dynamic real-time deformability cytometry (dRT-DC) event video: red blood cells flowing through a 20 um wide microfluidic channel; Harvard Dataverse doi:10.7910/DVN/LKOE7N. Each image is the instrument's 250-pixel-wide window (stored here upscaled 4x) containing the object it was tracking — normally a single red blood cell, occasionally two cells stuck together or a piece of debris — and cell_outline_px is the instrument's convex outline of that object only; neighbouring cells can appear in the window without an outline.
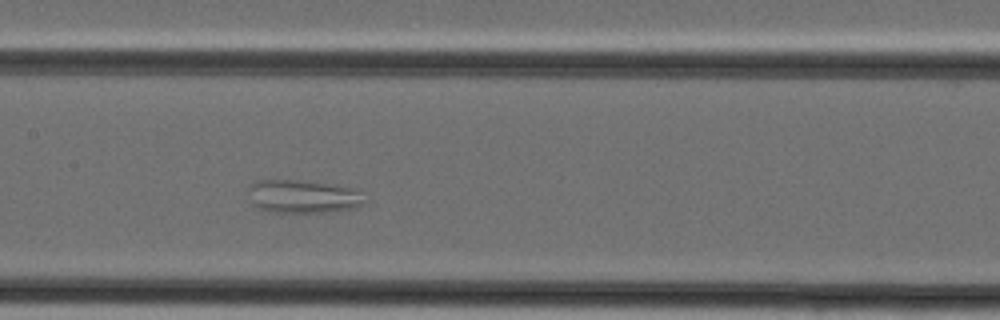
{"species": "Egyptian fruit bat (a non-hibernating species)", "species_latin": "Rousettus aegyptiacus", "temperature_condition": "cold", "stored_images_in_passage": 21, "camera_frame_rate_fps": 3000, "um_per_image_px": 0.085, "animal": {"sex": "female"}, "frame": {"image": 1, "passage_image": 8, "time_ms": 2.333, "image_size_px": [1000, 320], "cell_outline_px": [[364, 204], [352, 208], [324, 212], [268, 212], [256, 208], [252, 204], [248, 188], [256, 180], [296, 180], [324, 184], [348, 188], [360, 192]], "centroid_in_image_um": [25.65, 16.72], "position_along_channel_um": 181.8, "area_um2": 22.02}}
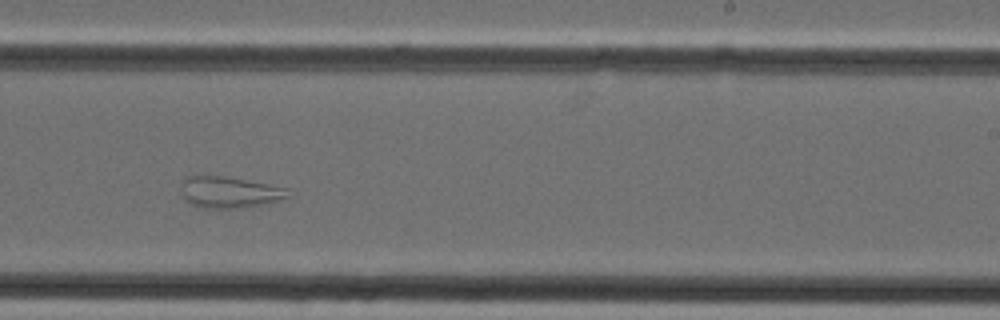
{"frame": {"image": 2, "passage_image": 13, "time_ms": 4.0, "image_size_px": [1000, 320], "cell_outline_px": [[288, 196], [280, 200], [244, 208], [204, 208], [188, 204], [184, 200], [184, 180], [188, 176], [224, 176], [268, 184], [288, 188]], "centroid_in_image_um": [19.52, 16.35], "position_along_channel_um": 269.5, "area_um2": 19.25}}
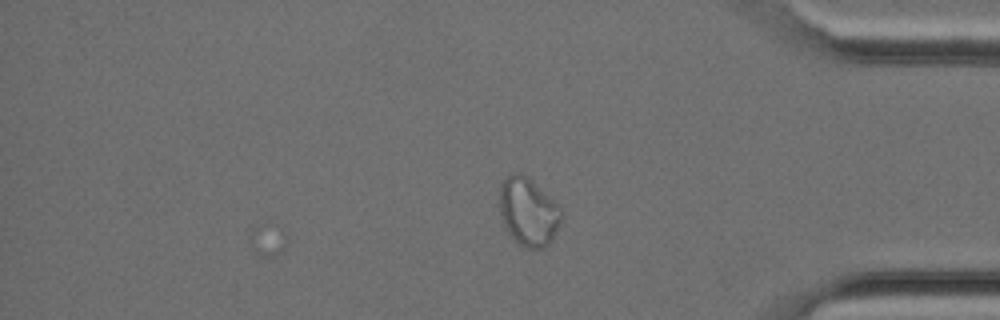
{"frame": {"image": 3, "passage_image": 21, "time_ms": 6.667, "image_size_px": [1000, 320], "cell_outline_px": [[564, 216], [552, 240], [544, 248], [528, 248], [520, 244], [508, 232], [504, 224], [500, 212], [500, 188], [504, 180], [512, 172], [520, 172], [532, 180], [564, 212]], "centroid_in_image_um": [44.93, 18.0], "position_along_channel_um": 390.3, "area_um2": 24.28}}